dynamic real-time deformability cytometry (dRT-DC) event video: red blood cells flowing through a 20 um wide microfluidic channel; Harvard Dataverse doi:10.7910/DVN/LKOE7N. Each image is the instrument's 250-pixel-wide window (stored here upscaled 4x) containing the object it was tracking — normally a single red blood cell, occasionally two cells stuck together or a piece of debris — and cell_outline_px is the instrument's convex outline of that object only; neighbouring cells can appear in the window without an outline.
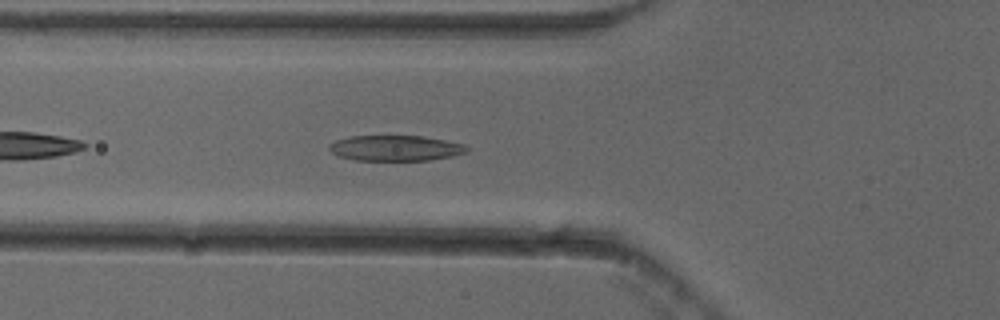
{"species": "common noctule bat (a hibernating species)", "species_latin": "Nyctalus noctula", "temperature_condition": "cold", "stored_images_in_passage": 38, "camera_frame_rate_fps": 3000, "um_per_image_px": 0.085, "animal": {"sex": "female"}, "frame": {"image": 1, "passage_image": 5, "time_ms": 1.333, "image_size_px": [1000, 320], "cell_outline_px": [[468, 152], [452, 156], [428, 160], [356, 160], [340, 156], [332, 152], [328, 148], [328, 144], [336, 140], [348, 136], [424, 136], [464, 144], [468, 148]], "centroid_in_image_um": [33.61, 12.58], "position_along_channel_um": 92.2, "area_um2": 20.4}}
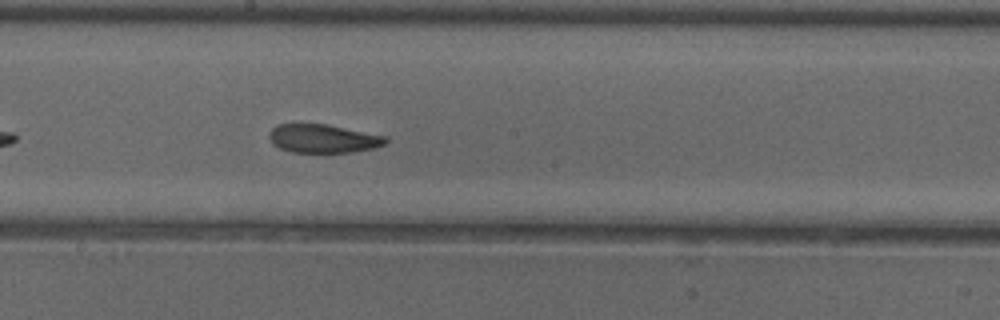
{"frame": {"image": 2, "passage_image": 15, "time_ms": 4.667, "image_size_px": [1000, 320], "cell_outline_px": [[388, 140], [384, 144], [376, 148], [352, 152], [292, 152], [280, 148], [272, 144], [268, 136], [272, 128], [276, 124], [328, 124], [388, 136]], "centroid_in_image_um": [27.49, 11.77], "position_along_channel_um": 220.7, "area_um2": 19.54}}
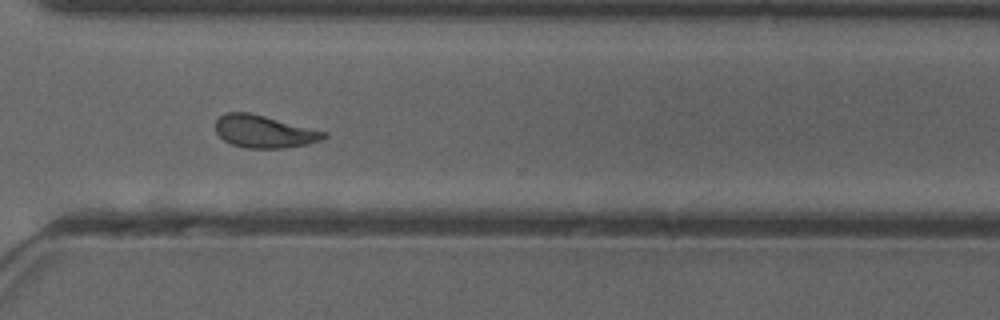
{"frame": {"image": 3, "passage_image": 25, "time_ms": 8.0, "image_size_px": [1000, 320], "cell_outline_px": [[328, 136], [320, 140], [308, 144], [284, 148], [244, 148], [232, 144], [224, 140], [216, 132], [216, 120], [220, 116], [228, 112], [252, 112], [328, 132]], "centroid_in_image_um": [22.47, 11.17], "position_along_channel_um": 348.1, "area_um2": 20.69}, "authors_computed_cell_mechanics": {"area_um2": 20.23, "velocity_mm_per_s": 3.8408, "shape_relaxation_time_tau1_ms": 5.3029, "shape_relaxation_time_tau2_ms": 1.5102, "deformation_change_tau1": 0.1668, "deformation_change_tau2": 0.0819}}